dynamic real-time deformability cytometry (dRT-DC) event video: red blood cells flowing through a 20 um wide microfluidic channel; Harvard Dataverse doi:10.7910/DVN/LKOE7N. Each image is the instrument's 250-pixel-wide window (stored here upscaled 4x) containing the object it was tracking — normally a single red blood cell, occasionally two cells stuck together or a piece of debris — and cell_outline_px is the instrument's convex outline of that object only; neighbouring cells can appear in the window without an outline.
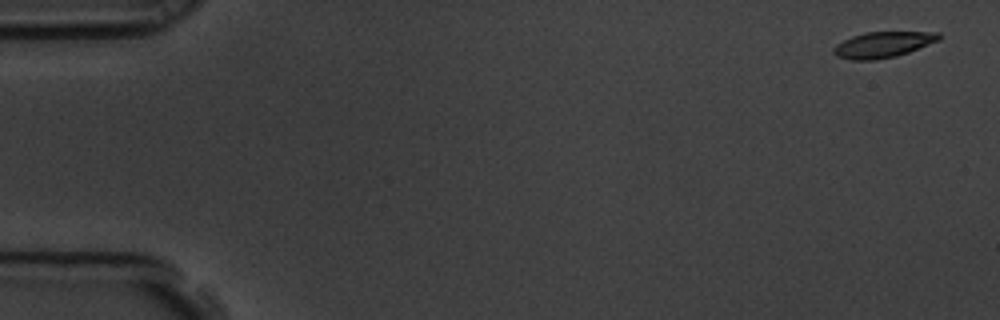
{"species": "common noctule bat (a hibernating species)", "species_latin": "Nyctalus noctula", "temperature_condition": "room temperature", "stored_images_in_passage": 8, "camera_frame_rate_fps": 3000, "um_per_image_px": 0.085, "animal": {"sex": "male", "body_mass_g": 19.5, "forearm_length_mm": 54.6}, "frame": {"image": 1, "passage_image": 1, "time_ms": 0.0, "image_size_px": [1000, 320], "cell_outline_px": [[940, 40], [908, 52], [896, 56], [876, 60], [852, 60], [836, 56], [832, 52], [832, 48], [836, 44], [852, 36], [864, 32], [940, 32]], "centroid_in_image_um": [75.02, 3.8], "position_along_channel_um": 10.0, "area_um2": 15.9}}
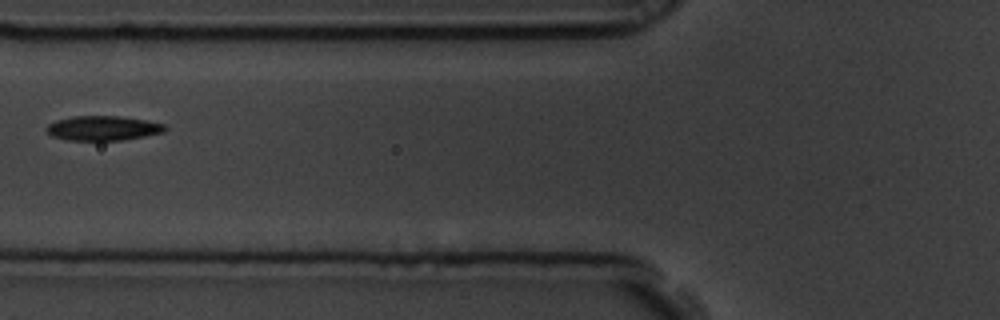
{"frame": {"image": 2, "passage_image": 7, "time_ms": 2.0, "image_size_px": [1000, 320], "cell_outline_px": [[168, 128], [164, 132], [144, 136], [120, 140], [68, 140], [52, 136], [44, 128], [48, 124], [56, 120], [72, 116], [120, 116], [148, 120], [164, 124]], "centroid_in_image_um": [8.75, 10.88], "position_along_channel_um": 117.0, "area_um2": 17.05}}
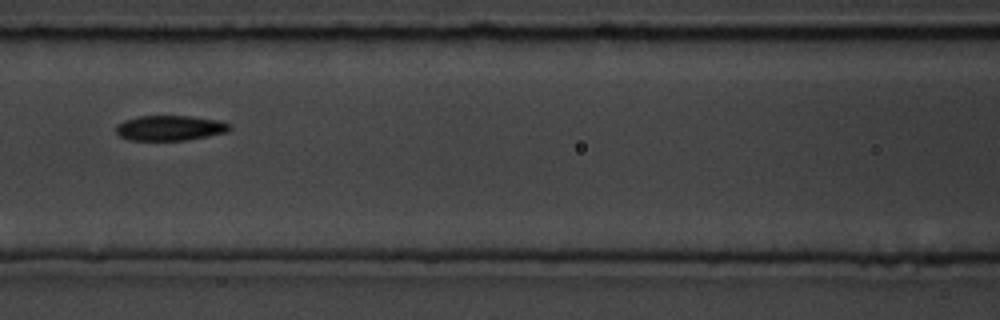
{"frame": {"image": 3, "passage_image": 8, "time_ms": 2.333, "image_size_px": [1000, 320], "cell_outline_px": [[232, 128], [228, 132], [208, 136], [184, 140], [128, 140], [120, 136], [116, 132], [116, 124], [124, 120], [140, 116], [188, 116], [220, 120], [228, 124]], "centroid_in_image_um": [14.44, 10.88], "position_along_channel_um": 152.2, "area_um2": 16.65}}